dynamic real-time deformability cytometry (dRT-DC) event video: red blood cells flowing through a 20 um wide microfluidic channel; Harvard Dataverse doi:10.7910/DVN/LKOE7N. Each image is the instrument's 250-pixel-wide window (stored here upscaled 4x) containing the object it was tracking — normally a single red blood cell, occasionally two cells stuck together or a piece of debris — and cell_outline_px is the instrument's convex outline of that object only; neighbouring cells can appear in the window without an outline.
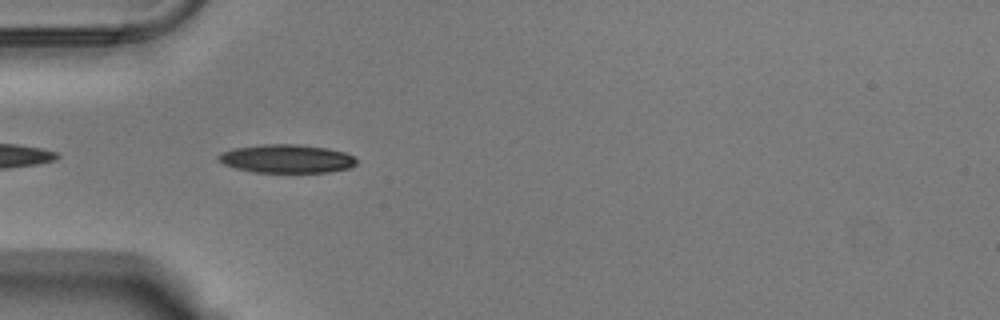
{"species": "Egyptian fruit bat (a non-hibernating species)", "species_latin": "Rousettus aegyptiacus", "temperature_condition": "warm", "stored_images_in_passage": 26, "camera_frame_rate_fps": 3000, "um_per_image_px": 0.085, "animal": {"sex": "male"}, "frame": {"image": 1, "passage_image": 3, "time_ms": 0.667, "image_size_px": [1000, 320], "cell_outline_px": [[356, 160], [352, 164], [344, 168], [320, 172], [264, 172], [244, 168], [228, 164], [220, 160], [220, 156], [228, 152], [244, 148], [320, 148], [340, 152], [352, 156]], "centroid_in_image_um": [24.48, 13.57], "position_along_channel_um": 60.5, "area_um2": 19.36}}
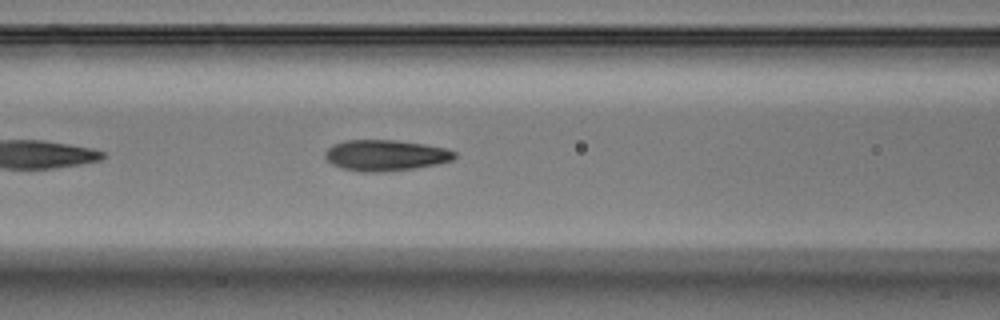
{"frame": {"image": 2, "passage_image": 9, "time_ms": 2.667, "image_size_px": [1000, 320], "cell_outline_px": [[452, 156], [448, 160], [428, 164], [404, 168], [352, 168], [340, 164], [332, 160], [328, 156], [328, 152], [332, 148], [340, 144], [356, 140], [380, 140], [416, 144], [436, 148], [452, 152]], "centroid_in_image_um": [32.79, 13.14], "position_along_channel_um": 133.8, "area_um2": 19.36}}
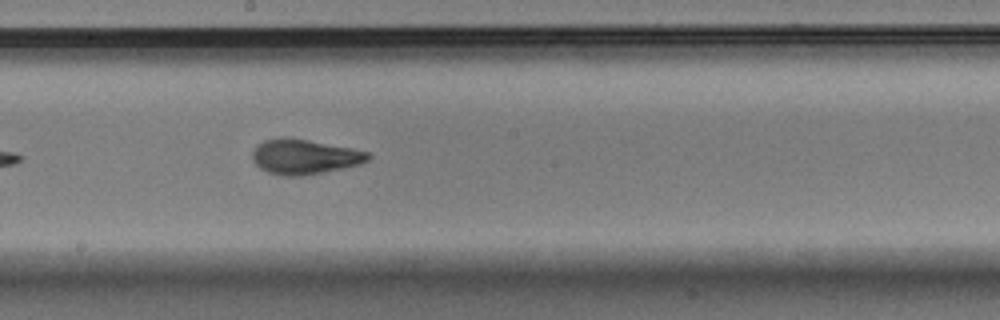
{"frame": {"image": 3, "passage_image": 16, "time_ms": 5.0, "image_size_px": [1000, 320], "cell_outline_px": [[368, 156], [364, 160], [352, 164], [312, 172], [276, 172], [264, 168], [256, 160], [256, 152], [264, 144], [272, 140], [300, 140], [364, 152]], "centroid_in_image_um": [25.9, 13.29], "position_along_channel_um": 222.3, "area_um2": 19.07}}